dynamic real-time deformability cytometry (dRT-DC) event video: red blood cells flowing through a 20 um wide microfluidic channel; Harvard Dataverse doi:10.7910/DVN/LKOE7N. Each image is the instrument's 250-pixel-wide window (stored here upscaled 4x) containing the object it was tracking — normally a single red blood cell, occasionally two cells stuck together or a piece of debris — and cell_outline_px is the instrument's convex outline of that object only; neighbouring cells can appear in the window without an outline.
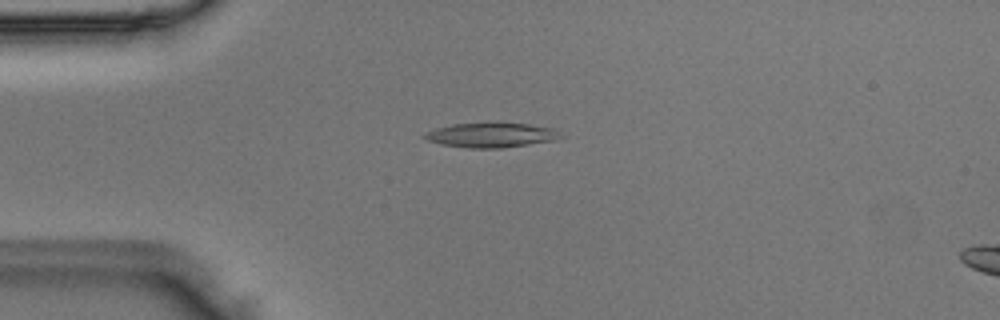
{"species": "Egyptian fruit bat (a non-hibernating species)", "species_latin": "Rousettus aegyptiacus", "temperature_condition": "room temperature", "stored_images_in_passage": 44, "camera_frame_rate_fps": 3000, "um_per_image_px": 0.085, "animal": {"sex": "male"}, "frame": {"image": 1, "passage_image": 7, "time_ms": 2.0, "image_size_px": [1000, 320], "cell_outline_px": [[568, 136], [556, 140], [500, 148], [472, 148], [440, 144], [428, 140], [420, 136], [424, 132], [436, 128], [452, 124], [488, 120], [492, 120], [528, 124], [556, 128]], "centroid_in_image_um": [41.81, 11.43], "position_along_channel_um": 43.2, "area_um2": 20.63}}
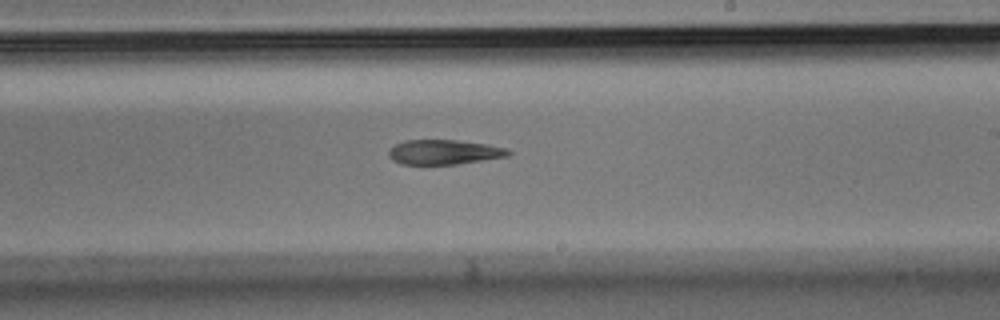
{"frame": {"image": 2, "passage_image": 24, "time_ms": 7.667, "image_size_px": [1000, 320], "cell_outline_px": [[512, 152], [508, 156], [484, 160], [456, 164], [400, 164], [392, 160], [388, 156], [388, 152], [396, 144], [404, 140], [456, 140], [488, 144], [508, 148]], "centroid_in_image_um": [37.76, 12.93], "position_along_channel_um": 251.2, "area_um2": 17.28}}
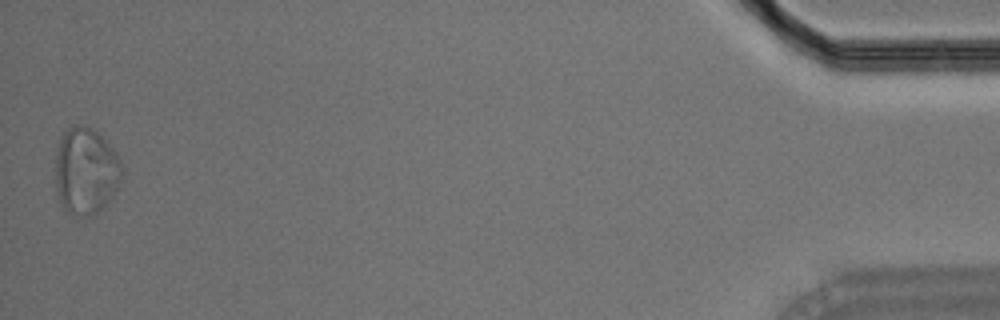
{"frame": {"image": 3, "passage_image": 44, "time_ms": 14.333, "image_size_px": [1000, 320], "cell_outline_px": [[124, 172], [112, 196], [96, 212], [88, 216], [80, 216], [68, 212], [64, 208], [60, 200], [56, 188], [56, 152], [60, 136], [68, 128], [76, 124], [84, 124], [92, 128], [116, 152], [120, 160]], "centroid_in_image_um": [7.29, 14.49], "position_along_channel_um": 427.9, "area_um2": 33.41}}